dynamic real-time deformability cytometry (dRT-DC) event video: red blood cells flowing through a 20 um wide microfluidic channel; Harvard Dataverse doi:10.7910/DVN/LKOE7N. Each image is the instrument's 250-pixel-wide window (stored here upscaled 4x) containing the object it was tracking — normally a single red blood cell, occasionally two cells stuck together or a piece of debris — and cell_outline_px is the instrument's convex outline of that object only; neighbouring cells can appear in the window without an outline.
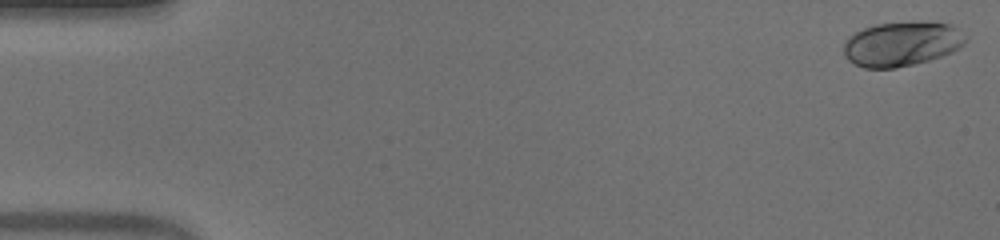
{"species": "human", "species_latin": "Homo sapiens", "temperature_condition": "warm", "stored_images_in_passage": 52, "camera_frame_rate_fps": 3000, "um_per_image_px": 0.085, "donor": {"sex": "male"}, "frame": {"image": 1, "passage_image": 1, "time_ms": 0.0, "image_size_px": [1000, 240], "cell_outline_px": [[964, 44], [952, 52], [928, 60], [896, 68], [864, 68], [848, 60], [844, 56], [844, 44], [848, 36], [864, 28], [876, 24], [948, 24], [956, 28], [964, 40]], "centroid_in_image_um": [76.55, 3.78], "position_along_channel_um": 8.5, "area_um2": 30.4}}
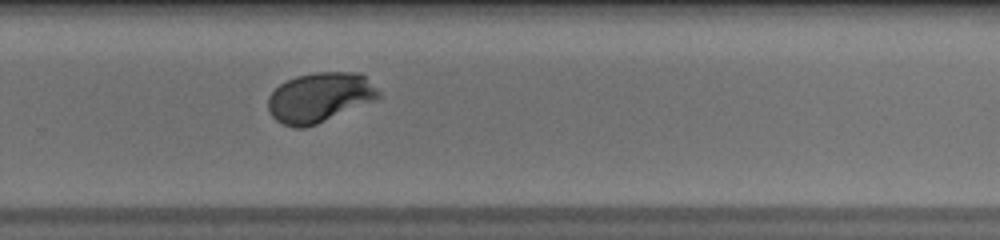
{"frame": {"image": 2, "passage_image": 35, "time_ms": 11.333, "image_size_px": [1000, 240], "cell_outline_px": [[384, 96], [376, 100], [316, 124], [304, 128], [292, 128], [276, 120], [268, 112], [268, 96], [280, 84], [296, 76], [312, 72], [360, 72]], "centroid_in_image_um": [27.17, 8.28], "position_along_channel_um": 302.6, "area_um2": 32.14}}
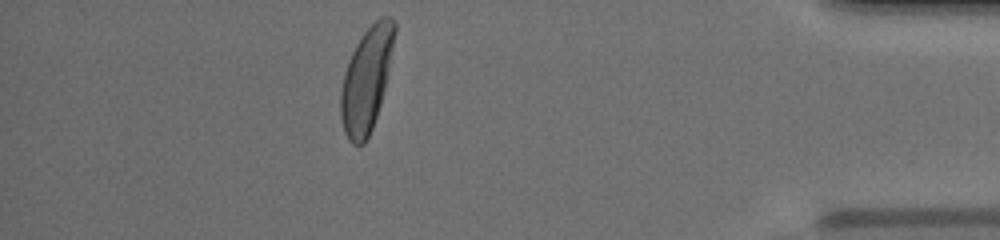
{"frame": {"image": 3, "passage_image": 46, "time_ms": 15.0, "image_size_px": [1000, 240], "cell_outline_px": [[396, 32], [388, 72], [380, 104], [372, 128], [364, 144], [352, 144], [348, 140], [344, 132], [340, 116], [340, 92], [344, 72], [348, 60], [356, 44], [364, 32], [380, 16], [392, 16], [396, 20]], "centroid_in_image_um": [31.14, 6.73], "position_along_channel_um": 404.1, "area_um2": 32.6}, "authors_computed_cell_mechanics": {"area_um2": 31.5877, "velocity_mm_per_s": 3.9616, "shape_relaxation_time_tau1_ms": 2.9759, "shape_relaxation_time_tau2_ms": null, "deformation_change_tau1": 0.1767, "deformation_change_tau2": null}}